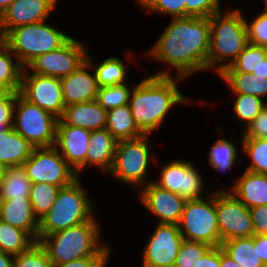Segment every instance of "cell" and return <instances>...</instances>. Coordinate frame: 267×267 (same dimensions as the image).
<instances>
[{
	"mask_svg": "<svg viewBox=\"0 0 267 267\" xmlns=\"http://www.w3.org/2000/svg\"><path fill=\"white\" fill-rule=\"evenodd\" d=\"M234 94H248L261 97L267 96V79L252 73H220Z\"/></svg>",
	"mask_w": 267,
	"mask_h": 267,
	"instance_id": "29",
	"label": "cell"
},
{
	"mask_svg": "<svg viewBox=\"0 0 267 267\" xmlns=\"http://www.w3.org/2000/svg\"><path fill=\"white\" fill-rule=\"evenodd\" d=\"M237 147L231 141L218 139L214 141L213 146L209 152V164L216 171H227L235 163L237 157Z\"/></svg>",
	"mask_w": 267,
	"mask_h": 267,
	"instance_id": "34",
	"label": "cell"
},
{
	"mask_svg": "<svg viewBox=\"0 0 267 267\" xmlns=\"http://www.w3.org/2000/svg\"><path fill=\"white\" fill-rule=\"evenodd\" d=\"M255 235H267V205L249 209Z\"/></svg>",
	"mask_w": 267,
	"mask_h": 267,
	"instance_id": "44",
	"label": "cell"
},
{
	"mask_svg": "<svg viewBox=\"0 0 267 267\" xmlns=\"http://www.w3.org/2000/svg\"><path fill=\"white\" fill-rule=\"evenodd\" d=\"M246 27L248 43L267 48V9L250 24L246 21Z\"/></svg>",
	"mask_w": 267,
	"mask_h": 267,
	"instance_id": "41",
	"label": "cell"
},
{
	"mask_svg": "<svg viewBox=\"0 0 267 267\" xmlns=\"http://www.w3.org/2000/svg\"><path fill=\"white\" fill-rule=\"evenodd\" d=\"M11 93L7 87L0 84V102L5 100Z\"/></svg>",
	"mask_w": 267,
	"mask_h": 267,
	"instance_id": "51",
	"label": "cell"
},
{
	"mask_svg": "<svg viewBox=\"0 0 267 267\" xmlns=\"http://www.w3.org/2000/svg\"><path fill=\"white\" fill-rule=\"evenodd\" d=\"M100 229L94 217L77 226L38 237L53 265L89 256H110V248L99 244Z\"/></svg>",
	"mask_w": 267,
	"mask_h": 267,
	"instance_id": "3",
	"label": "cell"
},
{
	"mask_svg": "<svg viewBox=\"0 0 267 267\" xmlns=\"http://www.w3.org/2000/svg\"><path fill=\"white\" fill-rule=\"evenodd\" d=\"M247 208L267 205V174H257L245 170L231 189Z\"/></svg>",
	"mask_w": 267,
	"mask_h": 267,
	"instance_id": "22",
	"label": "cell"
},
{
	"mask_svg": "<svg viewBox=\"0 0 267 267\" xmlns=\"http://www.w3.org/2000/svg\"><path fill=\"white\" fill-rule=\"evenodd\" d=\"M87 55V61L73 73L60 79L63 100L66 106L89 102L97 99L99 85L95 72L91 75L87 70L93 66Z\"/></svg>",
	"mask_w": 267,
	"mask_h": 267,
	"instance_id": "19",
	"label": "cell"
},
{
	"mask_svg": "<svg viewBox=\"0 0 267 267\" xmlns=\"http://www.w3.org/2000/svg\"><path fill=\"white\" fill-rule=\"evenodd\" d=\"M141 190L142 205L160 219L159 223L179 224L186 202L184 198L154 182H149Z\"/></svg>",
	"mask_w": 267,
	"mask_h": 267,
	"instance_id": "17",
	"label": "cell"
},
{
	"mask_svg": "<svg viewBox=\"0 0 267 267\" xmlns=\"http://www.w3.org/2000/svg\"><path fill=\"white\" fill-rule=\"evenodd\" d=\"M107 110L97 100L66 106L57 124L85 128L90 131L106 129Z\"/></svg>",
	"mask_w": 267,
	"mask_h": 267,
	"instance_id": "20",
	"label": "cell"
},
{
	"mask_svg": "<svg viewBox=\"0 0 267 267\" xmlns=\"http://www.w3.org/2000/svg\"><path fill=\"white\" fill-rule=\"evenodd\" d=\"M195 267H221V246L211 247Z\"/></svg>",
	"mask_w": 267,
	"mask_h": 267,
	"instance_id": "47",
	"label": "cell"
},
{
	"mask_svg": "<svg viewBox=\"0 0 267 267\" xmlns=\"http://www.w3.org/2000/svg\"><path fill=\"white\" fill-rule=\"evenodd\" d=\"M106 129L117 141L143 136L136 127L129 104L107 110Z\"/></svg>",
	"mask_w": 267,
	"mask_h": 267,
	"instance_id": "27",
	"label": "cell"
},
{
	"mask_svg": "<svg viewBox=\"0 0 267 267\" xmlns=\"http://www.w3.org/2000/svg\"><path fill=\"white\" fill-rule=\"evenodd\" d=\"M57 1L14 0L0 15V38L16 27L47 20Z\"/></svg>",
	"mask_w": 267,
	"mask_h": 267,
	"instance_id": "16",
	"label": "cell"
},
{
	"mask_svg": "<svg viewBox=\"0 0 267 267\" xmlns=\"http://www.w3.org/2000/svg\"><path fill=\"white\" fill-rule=\"evenodd\" d=\"M211 248L201 243L184 240L174 263V267H195L199 259Z\"/></svg>",
	"mask_w": 267,
	"mask_h": 267,
	"instance_id": "38",
	"label": "cell"
},
{
	"mask_svg": "<svg viewBox=\"0 0 267 267\" xmlns=\"http://www.w3.org/2000/svg\"><path fill=\"white\" fill-rule=\"evenodd\" d=\"M44 23L42 21L16 27L2 38L24 68L36 57L59 49L71 38Z\"/></svg>",
	"mask_w": 267,
	"mask_h": 267,
	"instance_id": "6",
	"label": "cell"
},
{
	"mask_svg": "<svg viewBox=\"0 0 267 267\" xmlns=\"http://www.w3.org/2000/svg\"><path fill=\"white\" fill-rule=\"evenodd\" d=\"M14 267H54L45 249L39 242L27 251L14 256Z\"/></svg>",
	"mask_w": 267,
	"mask_h": 267,
	"instance_id": "39",
	"label": "cell"
},
{
	"mask_svg": "<svg viewBox=\"0 0 267 267\" xmlns=\"http://www.w3.org/2000/svg\"><path fill=\"white\" fill-rule=\"evenodd\" d=\"M258 253L265 267L267 266V235H258Z\"/></svg>",
	"mask_w": 267,
	"mask_h": 267,
	"instance_id": "48",
	"label": "cell"
},
{
	"mask_svg": "<svg viewBox=\"0 0 267 267\" xmlns=\"http://www.w3.org/2000/svg\"><path fill=\"white\" fill-rule=\"evenodd\" d=\"M34 149V145L10 128L0 136V163L6 167L23 165Z\"/></svg>",
	"mask_w": 267,
	"mask_h": 267,
	"instance_id": "24",
	"label": "cell"
},
{
	"mask_svg": "<svg viewBox=\"0 0 267 267\" xmlns=\"http://www.w3.org/2000/svg\"><path fill=\"white\" fill-rule=\"evenodd\" d=\"M0 220L25 230L38 241L39 220L33 213L29 197L0 200Z\"/></svg>",
	"mask_w": 267,
	"mask_h": 267,
	"instance_id": "21",
	"label": "cell"
},
{
	"mask_svg": "<svg viewBox=\"0 0 267 267\" xmlns=\"http://www.w3.org/2000/svg\"><path fill=\"white\" fill-rule=\"evenodd\" d=\"M216 216L221 243L255 235L249 208L230 191L216 192Z\"/></svg>",
	"mask_w": 267,
	"mask_h": 267,
	"instance_id": "11",
	"label": "cell"
},
{
	"mask_svg": "<svg viewBox=\"0 0 267 267\" xmlns=\"http://www.w3.org/2000/svg\"><path fill=\"white\" fill-rule=\"evenodd\" d=\"M16 93H11L0 102V124H13Z\"/></svg>",
	"mask_w": 267,
	"mask_h": 267,
	"instance_id": "46",
	"label": "cell"
},
{
	"mask_svg": "<svg viewBox=\"0 0 267 267\" xmlns=\"http://www.w3.org/2000/svg\"><path fill=\"white\" fill-rule=\"evenodd\" d=\"M221 248L241 267H265L258 253V235L226 240Z\"/></svg>",
	"mask_w": 267,
	"mask_h": 267,
	"instance_id": "26",
	"label": "cell"
},
{
	"mask_svg": "<svg viewBox=\"0 0 267 267\" xmlns=\"http://www.w3.org/2000/svg\"><path fill=\"white\" fill-rule=\"evenodd\" d=\"M131 91L126 83L99 87L96 100L104 110L117 108L128 104Z\"/></svg>",
	"mask_w": 267,
	"mask_h": 267,
	"instance_id": "36",
	"label": "cell"
},
{
	"mask_svg": "<svg viewBox=\"0 0 267 267\" xmlns=\"http://www.w3.org/2000/svg\"><path fill=\"white\" fill-rule=\"evenodd\" d=\"M6 166L2 163H0V190H1V185L4 180L5 172H6Z\"/></svg>",
	"mask_w": 267,
	"mask_h": 267,
	"instance_id": "53",
	"label": "cell"
},
{
	"mask_svg": "<svg viewBox=\"0 0 267 267\" xmlns=\"http://www.w3.org/2000/svg\"><path fill=\"white\" fill-rule=\"evenodd\" d=\"M12 51L3 42H0V84L7 87L12 93L20 92L22 73L24 67L19 62L12 60Z\"/></svg>",
	"mask_w": 267,
	"mask_h": 267,
	"instance_id": "30",
	"label": "cell"
},
{
	"mask_svg": "<svg viewBox=\"0 0 267 267\" xmlns=\"http://www.w3.org/2000/svg\"><path fill=\"white\" fill-rule=\"evenodd\" d=\"M87 54L84 45L71 37L59 49L36 57L26 68L30 67L33 74L61 79L83 65Z\"/></svg>",
	"mask_w": 267,
	"mask_h": 267,
	"instance_id": "12",
	"label": "cell"
},
{
	"mask_svg": "<svg viewBox=\"0 0 267 267\" xmlns=\"http://www.w3.org/2000/svg\"><path fill=\"white\" fill-rule=\"evenodd\" d=\"M221 267H241L237 262L230 258L221 248Z\"/></svg>",
	"mask_w": 267,
	"mask_h": 267,
	"instance_id": "50",
	"label": "cell"
},
{
	"mask_svg": "<svg viewBox=\"0 0 267 267\" xmlns=\"http://www.w3.org/2000/svg\"><path fill=\"white\" fill-rule=\"evenodd\" d=\"M14 0H0V15L5 11Z\"/></svg>",
	"mask_w": 267,
	"mask_h": 267,
	"instance_id": "52",
	"label": "cell"
},
{
	"mask_svg": "<svg viewBox=\"0 0 267 267\" xmlns=\"http://www.w3.org/2000/svg\"><path fill=\"white\" fill-rule=\"evenodd\" d=\"M209 49V18L179 17L172 18L148 52L152 58L174 67L177 77L186 78L207 70Z\"/></svg>",
	"mask_w": 267,
	"mask_h": 267,
	"instance_id": "1",
	"label": "cell"
},
{
	"mask_svg": "<svg viewBox=\"0 0 267 267\" xmlns=\"http://www.w3.org/2000/svg\"><path fill=\"white\" fill-rule=\"evenodd\" d=\"M91 131L81 127L66 124H57L55 147L61 156L76 171L78 177L80 170L86 166V155L89 147Z\"/></svg>",
	"mask_w": 267,
	"mask_h": 267,
	"instance_id": "18",
	"label": "cell"
},
{
	"mask_svg": "<svg viewBox=\"0 0 267 267\" xmlns=\"http://www.w3.org/2000/svg\"><path fill=\"white\" fill-rule=\"evenodd\" d=\"M12 127H13V124H0V136H1V133L8 131Z\"/></svg>",
	"mask_w": 267,
	"mask_h": 267,
	"instance_id": "54",
	"label": "cell"
},
{
	"mask_svg": "<svg viewBox=\"0 0 267 267\" xmlns=\"http://www.w3.org/2000/svg\"><path fill=\"white\" fill-rule=\"evenodd\" d=\"M108 258L109 256H89L68 263L54 265V267H106Z\"/></svg>",
	"mask_w": 267,
	"mask_h": 267,
	"instance_id": "45",
	"label": "cell"
},
{
	"mask_svg": "<svg viewBox=\"0 0 267 267\" xmlns=\"http://www.w3.org/2000/svg\"><path fill=\"white\" fill-rule=\"evenodd\" d=\"M60 189L49 183H33L31 185L29 199L33 213L38 220L52 207Z\"/></svg>",
	"mask_w": 267,
	"mask_h": 267,
	"instance_id": "32",
	"label": "cell"
},
{
	"mask_svg": "<svg viewBox=\"0 0 267 267\" xmlns=\"http://www.w3.org/2000/svg\"><path fill=\"white\" fill-rule=\"evenodd\" d=\"M32 182L24 165L7 167L0 190V200L29 197Z\"/></svg>",
	"mask_w": 267,
	"mask_h": 267,
	"instance_id": "28",
	"label": "cell"
},
{
	"mask_svg": "<svg viewBox=\"0 0 267 267\" xmlns=\"http://www.w3.org/2000/svg\"><path fill=\"white\" fill-rule=\"evenodd\" d=\"M95 75L99 87L113 86L125 83L126 67L116 57H109L95 66Z\"/></svg>",
	"mask_w": 267,
	"mask_h": 267,
	"instance_id": "33",
	"label": "cell"
},
{
	"mask_svg": "<svg viewBox=\"0 0 267 267\" xmlns=\"http://www.w3.org/2000/svg\"><path fill=\"white\" fill-rule=\"evenodd\" d=\"M183 241L178 225L158 223L142 253V267H174Z\"/></svg>",
	"mask_w": 267,
	"mask_h": 267,
	"instance_id": "14",
	"label": "cell"
},
{
	"mask_svg": "<svg viewBox=\"0 0 267 267\" xmlns=\"http://www.w3.org/2000/svg\"><path fill=\"white\" fill-rule=\"evenodd\" d=\"M26 100L50 112L58 119L66 107L59 78L29 74L23 70L19 92Z\"/></svg>",
	"mask_w": 267,
	"mask_h": 267,
	"instance_id": "13",
	"label": "cell"
},
{
	"mask_svg": "<svg viewBox=\"0 0 267 267\" xmlns=\"http://www.w3.org/2000/svg\"><path fill=\"white\" fill-rule=\"evenodd\" d=\"M240 9L219 11L209 18L210 49L207 70L220 74L230 66L248 44L246 20Z\"/></svg>",
	"mask_w": 267,
	"mask_h": 267,
	"instance_id": "4",
	"label": "cell"
},
{
	"mask_svg": "<svg viewBox=\"0 0 267 267\" xmlns=\"http://www.w3.org/2000/svg\"><path fill=\"white\" fill-rule=\"evenodd\" d=\"M80 177L59 190L52 207L39 219L38 237L77 226L93 218V205L81 187Z\"/></svg>",
	"mask_w": 267,
	"mask_h": 267,
	"instance_id": "5",
	"label": "cell"
},
{
	"mask_svg": "<svg viewBox=\"0 0 267 267\" xmlns=\"http://www.w3.org/2000/svg\"><path fill=\"white\" fill-rule=\"evenodd\" d=\"M182 79L161 70L135 84L128 104L136 127L143 135L156 130L173 105L188 102L177 88L178 81Z\"/></svg>",
	"mask_w": 267,
	"mask_h": 267,
	"instance_id": "2",
	"label": "cell"
},
{
	"mask_svg": "<svg viewBox=\"0 0 267 267\" xmlns=\"http://www.w3.org/2000/svg\"><path fill=\"white\" fill-rule=\"evenodd\" d=\"M36 241L25 231L0 220V251L18 255L27 251Z\"/></svg>",
	"mask_w": 267,
	"mask_h": 267,
	"instance_id": "31",
	"label": "cell"
},
{
	"mask_svg": "<svg viewBox=\"0 0 267 267\" xmlns=\"http://www.w3.org/2000/svg\"><path fill=\"white\" fill-rule=\"evenodd\" d=\"M235 95L237 99L233 105V111L239 120L245 121L247 127L267 104L258 96L248 94Z\"/></svg>",
	"mask_w": 267,
	"mask_h": 267,
	"instance_id": "37",
	"label": "cell"
},
{
	"mask_svg": "<svg viewBox=\"0 0 267 267\" xmlns=\"http://www.w3.org/2000/svg\"><path fill=\"white\" fill-rule=\"evenodd\" d=\"M154 181L159 187L174 192L185 200L202 199L203 181L200 172L192 162L176 160L169 162Z\"/></svg>",
	"mask_w": 267,
	"mask_h": 267,
	"instance_id": "15",
	"label": "cell"
},
{
	"mask_svg": "<svg viewBox=\"0 0 267 267\" xmlns=\"http://www.w3.org/2000/svg\"><path fill=\"white\" fill-rule=\"evenodd\" d=\"M221 73H252L267 79V48L248 43Z\"/></svg>",
	"mask_w": 267,
	"mask_h": 267,
	"instance_id": "25",
	"label": "cell"
},
{
	"mask_svg": "<svg viewBox=\"0 0 267 267\" xmlns=\"http://www.w3.org/2000/svg\"><path fill=\"white\" fill-rule=\"evenodd\" d=\"M186 17L210 18L219 12L220 0H184Z\"/></svg>",
	"mask_w": 267,
	"mask_h": 267,
	"instance_id": "42",
	"label": "cell"
},
{
	"mask_svg": "<svg viewBox=\"0 0 267 267\" xmlns=\"http://www.w3.org/2000/svg\"><path fill=\"white\" fill-rule=\"evenodd\" d=\"M16 111V112H15ZM13 129L35 147L55 145L58 118L16 93Z\"/></svg>",
	"mask_w": 267,
	"mask_h": 267,
	"instance_id": "8",
	"label": "cell"
},
{
	"mask_svg": "<svg viewBox=\"0 0 267 267\" xmlns=\"http://www.w3.org/2000/svg\"><path fill=\"white\" fill-rule=\"evenodd\" d=\"M0 267H14V256L0 251Z\"/></svg>",
	"mask_w": 267,
	"mask_h": 267,
	"instance_id": "49",
	"label": "cell"
},
{
	"mask_svg": "<svg viewBox=\"0 0 267 267\" xmlns=\"http://www.w3.org/2000/svg\"><path fill=\"white\" fill-rule=\"evenodd\" d=\"M139 5L160 14H170L172 18L186 17L184 0H137Z\"/></svg>",
	"mask_w": 267,
	"mask_h": 267,
	"instance_id": "40",
	"label": "cell"
},
{
	"mask_svg": "<svg viewBox=\"0 0 267 267\" xmlns=\"http://www.w3.org/2000/svg\"><path fill=\"white\" fill-rule=\"evenodd\" d=\"M206 199L186 200L178 224L179 231L184 240L201 242L211 247L221 246L216 216V192L208 194Z\"/></svg>",
	"mask_w": 267,
	"mask_h": 267,
	"instance_id": "7",
	"label": "cell"
},
{
	"mask_svg": "<svg viewBox=\"0 0 267 267\" xmlns=\"http://www.w3.org/2000/svg\"><path fill=\"white\" fill-rule=\"evenodd\" d=\"M241 135L243 138H267V106L247 126Z\"/></svg>",
	"mask_w": 267,
	"mask_h": 267,
	"instance_id": "43",
	"label": "cell"
},
{
	"mask_svg": "<svg viewBox=\"0 0 267 267\" xmlns=\"http://www.w3.org/2000/svg\"><path fill=\"white\" fill-rule=\"evenodd\" d=\"M243 151L251 158L247 171L267 174V138H243Z\"/></svg>",
	"mask_w": 267,
	"mask_h": 267,
	"instance_id": "35",
	"label": "cell"
},
{
	"mask_svg": "<svg viewBox=\"0 0 267 267\" xmlns=\"http://www.w3.org/2000/svg\"><path fill=\"white\" fill-rule=\"evenodd\" d=\"M23 165L32 184L49 183L63 188L79 178L55 146L35 147Z\"/></svg>",
	"mask_w": 267,
	"mask_h": 267,
	"instance_id": "10",
	"label": "cell"
},
{
	"mask_svg": "<svg viewBox=\"0 0 267 267\" xmlns=\"http://www.w3.org/2000/svg\"><path fill=\"white\" fill-rule=\"evenodd\" d=\"M265 8L267 9V0H265Z\"/></svg>",
	"mask_w": 267,
	"mask_h": 267,
	"instance_id": "55",
	"label": "cell"
},
{
	"mask_svg": "<svg viewBox=\"0 0 267 267\" xmlns=\"http://www.w3.org/2000/svg\"><path fill=\"white\" fill-rule=\"evenodd\" d=\"M117 140L107 130L91 131L86 155V167L95 166L101 171L109 172L115 155Z\"/></svg>",
	"mask_w": 267,
	"mask_h": 267,
	"instance_id": "23",
	"label": "cell"
},
{
	"mask_svg": "<svg viewBox=\"0 0 267 267\" xmlns=\"http://www.w3.org/2000/svg\"><path fill=\"white\" fill-rule=\"evenodd\" d=\"M149 135L133 140L117 141L112 167L108 173L133 187L146 186L149 164Z\"/></svg>",
	"mask_w": 267,
	"mask_h": 267,
	"instance_id": "9",
	"label": "cell"
}]
</instances>
